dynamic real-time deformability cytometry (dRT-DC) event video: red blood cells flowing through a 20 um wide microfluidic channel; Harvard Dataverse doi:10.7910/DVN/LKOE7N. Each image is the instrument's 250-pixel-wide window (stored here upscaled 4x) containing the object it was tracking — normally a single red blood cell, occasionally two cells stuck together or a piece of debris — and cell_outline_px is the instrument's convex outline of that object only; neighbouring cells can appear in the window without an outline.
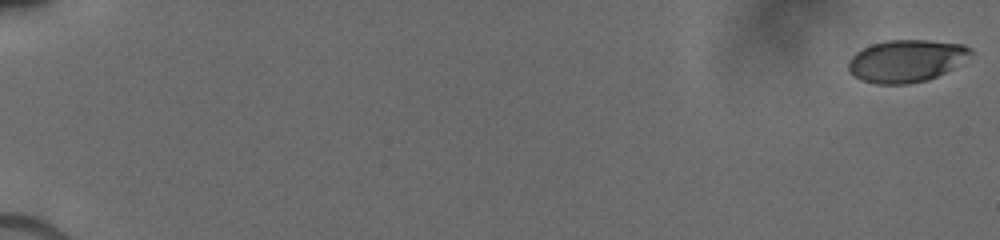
{"species": "human", "species_latin": "Homo sapiens", "temperature_condition": "cold", "stored_images_in_passage": 25, "camera_frame_rate_fps": 3000, "um_per_image_px": 0.085, "donor": {"sex": "male"}, "frame": {"image": 1, "passage_image": 1, "time_ms": 0.0, "image_size_px": [1000, 240], "cell_outline_px": [[972, 52], [952, 68], [928, 80], [908, 84], [876, 84], [860, 80], [848, 72], [848, 60], [856, 52], [872, 44], [888, 40], [928, 40], [964, 44], [972, 48]], "centroid_in_image_um": [76.98, 5.18], "position_along_channel_um": 8.0, "area_um2": 30.06}}
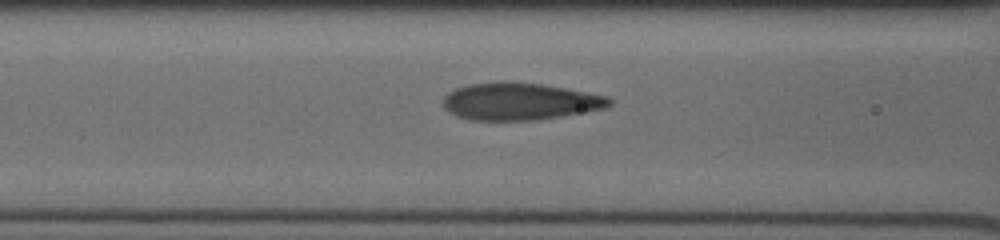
{"frame": {"image": 2, "passage_image": 22, "time_ms": 8.0, "image_size_px": [1000, 240], "cell_outline_px": [[612, 104], [604, 108], [532, 120], [468, 120], [456, 116], [448, 112], [444, 108], [444, 96], [448, 92], [456, 88], [468, 84], [500, 80], [544, 84], [608, 96], [612, 100]], "centroid_in_image_um": [44.11, 8.6], "position_along_channel_um": 122.5, "area_um2": 36.07}}
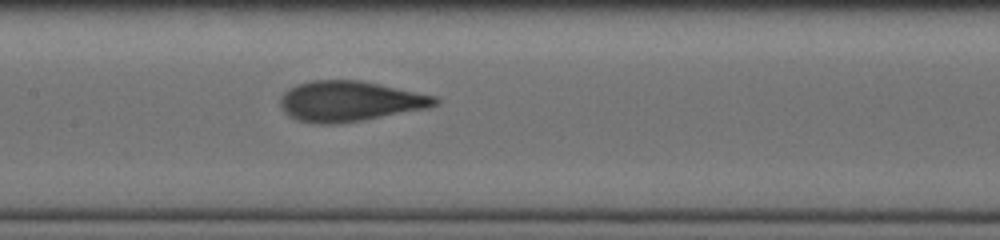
{"frame": {"image": 3, "passage_image": 25, "time_ms": 9.333, "image_size_px": [1000, 240], "cell_outline_px": [[440, 100], [436, 104], [428, 108], [360, 120], [336, 124], [320, 124], [300, 120], [288, 116], [284, 112], [280, 104], [280, 96], [288, 88], [296, 84], [312, 80], [360, 80], [436, 96]], "centroid_in_image_um": [29.69, 8.59], "position_along_channel_um": 177.7, "area_um2": 36.18}}